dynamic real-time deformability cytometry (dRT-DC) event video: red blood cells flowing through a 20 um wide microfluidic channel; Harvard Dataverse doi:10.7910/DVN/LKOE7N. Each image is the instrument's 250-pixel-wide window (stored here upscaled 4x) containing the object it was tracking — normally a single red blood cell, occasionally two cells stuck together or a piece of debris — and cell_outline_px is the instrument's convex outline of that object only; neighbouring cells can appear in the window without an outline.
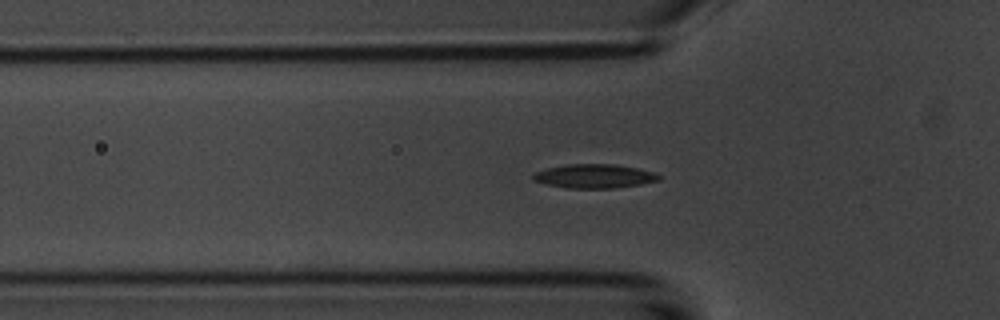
{"species": "common noctule bat (a hibernating species)", "species_latin": "Nyctalus noctula", "temperature_condition": "room temperature", "stored_images_in_passage": 50, "segment_of_instrument_passage": [1, 2], "camera_frame_rate_fps": 3000, "um_per_image_px": 0.085, "animal": {"sex": "male", "body_mass_g": 20.1, "forearm_length_mm": 53.5}, "frame": {"image": 1, "passage_image": 12, "time_ms": 3.667, "image_size_px": [1000, 320], "cell_outline_px": [[660, 180], [640, 184], [616, 188], [568, 188], [548, 184], [532, 180], [532, 176], [536, 172], [548, 168], [568, 164], [616, 164], [636, 168], [652, 172], [660, 176]], "centroid_in_image_um": [50.52, 14.97], "position_along_channel_um": 75.3, "area_um2": 17.34}}
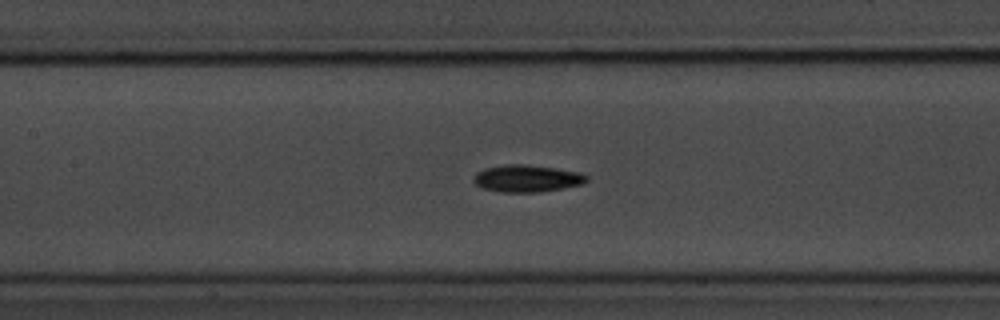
{"frame": {"image": 2, "passage_image": 19, "time_ms": 6.0, "image_size_px": [1000, 320], "cell_outline_px": [[588, 180], [584, 184], [564, 188], [536, 192], [500, 192], [480, 188], [472, 180], [476, 172], [484, 168], [504, 164], [524, 164], [556, 168], [580, 172], [588, 176]], "centroid_in_image_um": [44.77, 15.16], "position_along_channel_um": 162.6, "area_um2": 18.09}}
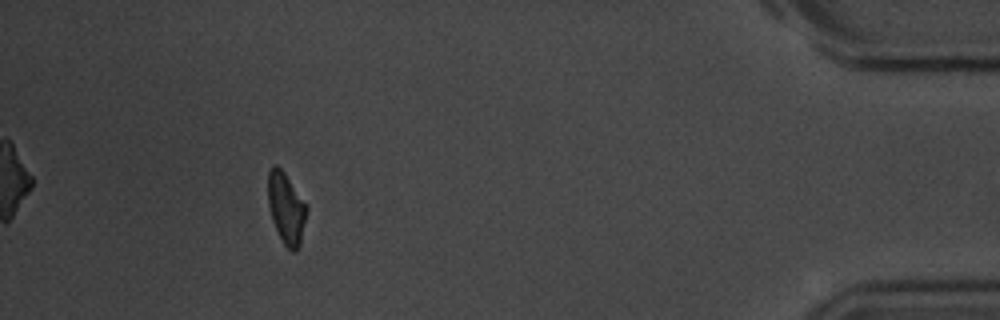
{"frame": {"image": 3, "passage_image": 44, "time_ms": 14.333, "image_size_px": [1000, 320], "cell_outline_px": [[308, 208], [300, 244], [296, 252], [292, 252], [284, 244], [272, 220], [268, 204], [268, 172], [272, 164], [276, 164], [284, 172]], "centroid_in_image_um": [24.31, 17.69], "position_along_channel_um": 410.9, "area_um2": 15.84}}